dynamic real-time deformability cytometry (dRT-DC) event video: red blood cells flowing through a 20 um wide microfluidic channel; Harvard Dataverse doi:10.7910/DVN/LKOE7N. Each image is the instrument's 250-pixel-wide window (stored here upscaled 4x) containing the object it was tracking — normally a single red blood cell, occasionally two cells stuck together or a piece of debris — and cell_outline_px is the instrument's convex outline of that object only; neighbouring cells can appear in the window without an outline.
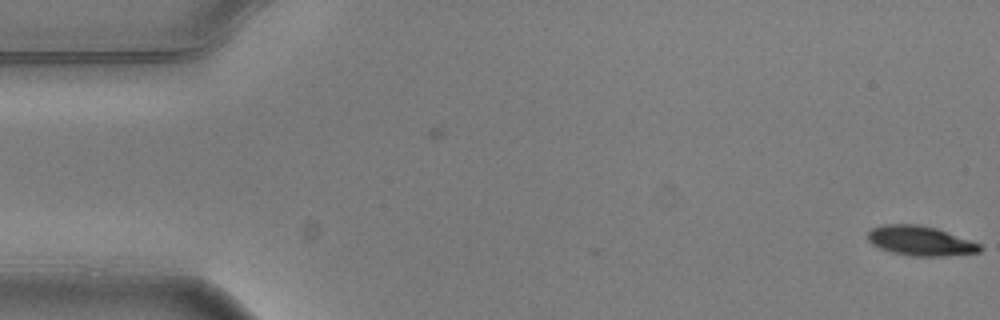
{"species": "common noctule bat (a hibernating species)", "species_latin": "Nyctalus noctula", "temperature_condition": "warm", "stored_images_in_passage": 2, "camera_frame_rate_fps": 3000, "um_per_image_px": 0.085, "animal": {"sex": "male", "body_mass_g": 20.5, "forearm_length_mm": 52.5}, "frame": {"image": 1, "passage_image": 2, "time_ms": 0.333, "image_size_px": [1000, 320], "cell_outline_px": [[984, 248], [980, 252], [944, 256], [916, 256], [892, 252], [880, 248], [872, 244], [868, 240], [868, 232], [872, 228], [884, 224], [920, 224], [936, 228], [980, 244]], "centroid_in_image_um": [78.23, 20.46], "position_along_channel_um": 6.8, "area_um2": 19.25}}